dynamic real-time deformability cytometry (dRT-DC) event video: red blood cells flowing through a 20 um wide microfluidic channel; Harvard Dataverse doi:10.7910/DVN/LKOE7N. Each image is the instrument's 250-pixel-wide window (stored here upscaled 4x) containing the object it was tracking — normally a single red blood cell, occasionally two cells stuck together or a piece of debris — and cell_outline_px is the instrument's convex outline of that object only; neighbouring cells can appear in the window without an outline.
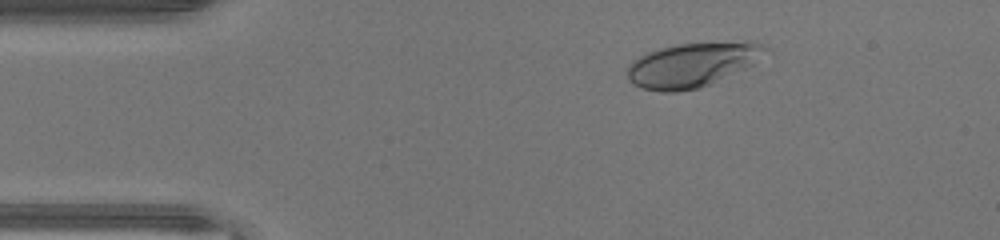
{"species": "human", "species_latin": "Homo sapiens", "temperature_condition": "warm", "stored_images_in_passage": 43, "camera_frame_rate_fps": 3000, "um_per_image_px": 0.085, "donor": {"sex": "male"}, "frame": {"image": 1, "passage_image": 4, "time_ms": 1.0, "image_size_px": [1000, 240], "cell_outline_px": [[772, 52], [752, 64], [744, 68], [700, 88], [676, 92], [660, 92], [640, 88], [628, 80], [624, 68], [632, 60], [648, 52], [660, 48], [676, 44], [744, 40], [752, 40], [764, 44]], "centroid_in_image_um": [58.86, 5.48], "position_along_channel_um": 26.1, "area_um2": 36.47}}
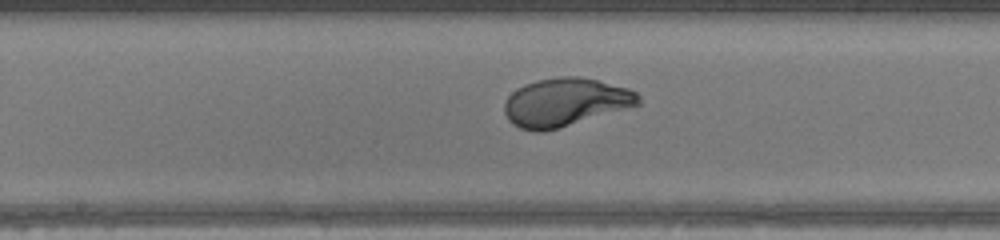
{"frame": {"image": 2, "passage_image": 20, "time_ms": 6.333, "image_size_px": [1000, 240], "cell_outline_px": [[640, 104], [560, 128], [544, 132], [532, 132], [520, 128], [512, 124], [508, 120], [504, 112], [504, 104], [508, 96], [516, 88], [524, 84], [536, 80], [556, 76], [576, 76], [596, 80], [628, 88], [636, 92], [640, 96]], "centroid_in_image_um": [48.0, 8.69], "position_along_channel_um": 200.2, "area_um2": 37.8}}
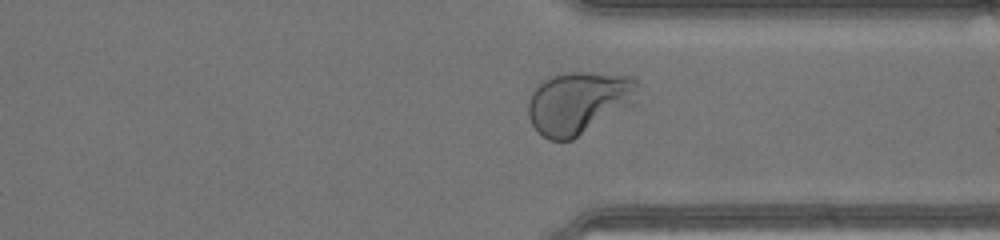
{"frame": {"image": 3, "passage_image": 31, "time_ms": 10.0, "image_size_px": [1000, 240], "cell_outline_px": [[636, 104], [572, 140], [548, 140], [536, 132], [528, 116], [528, 104], [532, 92], [540, 80], [552, 76], [572, 72], [584, 72], [632, 76], [636, 80]], "centroid_in_image_um": [49.17, 8.74], "position_along_channel_um": 362.2, "area_um2": 40.23}, "authors_computed_cell_mechanics": {"area_um2": 37.4544, "velocity_mm_per_s": 4.4491, "shape_relaxation_time_tau1_ms": 3.31, "shape_relaxation_time_tau2_ms": null, "deformation_change_tau1": 0.2176, "deformation_change_tau2": null}}